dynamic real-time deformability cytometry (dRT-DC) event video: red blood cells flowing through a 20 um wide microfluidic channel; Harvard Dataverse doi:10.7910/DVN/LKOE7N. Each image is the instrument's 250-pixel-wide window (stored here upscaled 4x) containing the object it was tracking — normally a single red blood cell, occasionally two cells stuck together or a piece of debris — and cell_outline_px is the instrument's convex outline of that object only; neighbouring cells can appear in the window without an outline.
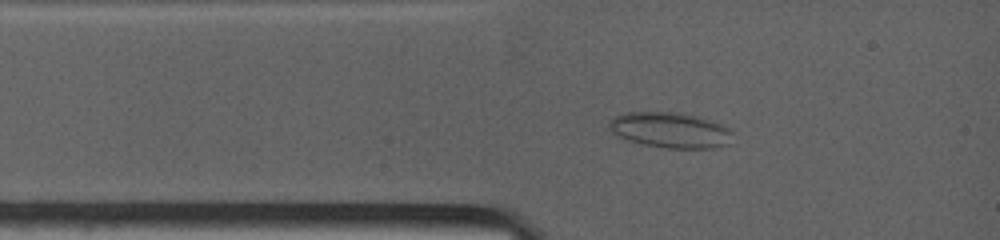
{"species": "common noctule bat (a hibernating species)", "species_latin": "Nyctalus noctula", "temperature_condition": "warm", "stored_images_in_passage": 43, "camera_frame_rate_fps": 4500, "um_per_image_px": 0.085, "animal": {"sex": "female", "body_mass_g": 19.0, "forearm_length_mm": 53.3}, "frame": {"image": 1, "passage_image": 7, "time_ms": 1.333, "image_size_px": [1000, 240], "cell_outline_px": [[732, 144], [716, 148], [668, 148], [640, 144], [628, 140], [612, 132], [608, 128], [608, 124], [616, 116], [624, 112], [684, 112], [700, 116], [724, 124], [732, 132]], "centroid_in_image_um": [57.04, 11.05], "position_along_channel_um": 28.0, "area_um2": 26.07}}
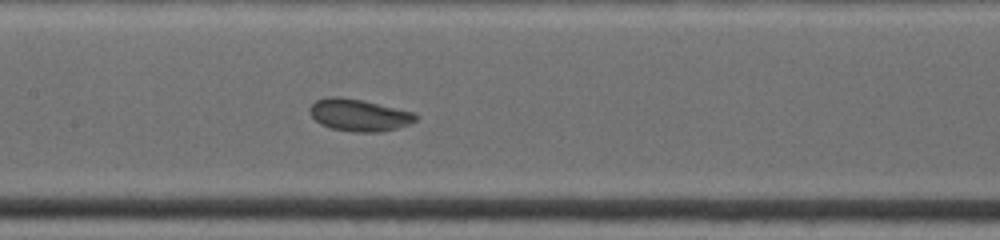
{"frame": {"image": 2, "passage_image": 24, "time_ms": 5.333, "image_size_px": [1000, 240], "cell_outline_px": [[420, 116], [416, 120], [408, 124], [396, 128], [380, 132], [356, 132], [332, 128], [320, 124], [308, 112], [308, 108], [316, 100], [328, 96], [340, 96], [364, 100], [412, 112]], "centroid_in_image_um": [30.49, 9.76], "position_along_channel_um": 176.9, "area_um2": 19.83}}
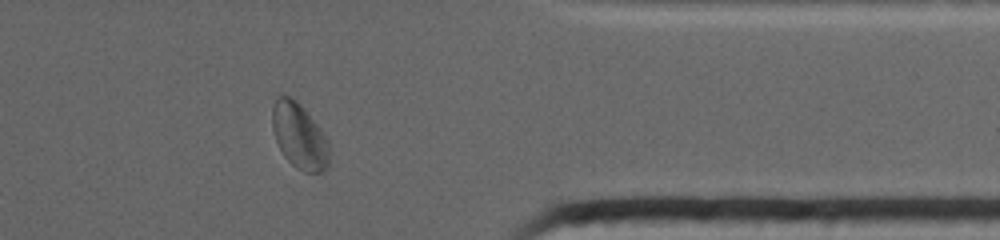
{"frame": {"image": 3, "passage_image": 38, "time_ms": 11.111, "image_size_px": [1000, 240], "cell_outline_px": [[328, 164], [320, 172], [304, 172], [296, 168], [284, 156], [276, 140], [272, 128], [272, 108], [276, 100], [280, 96], [292, 96], [300, 104], [320, 128], [328, 140]], "centroid_in_image_um": [25.43, 11.55], "position_along_channel_um": 386.0, "area_um2": 21.44}, "authors_computed_cell_mechanics": {"area_um2": 20.1722, "velocity_mm_per_s": 3.8843, "shape_relaxation_time_tau1_ms": null, "shape_relaxation_time_tau2_ms": 0.6939, "deformation_change_tau1": null, "deformation_change_tau2": 0.0526}}